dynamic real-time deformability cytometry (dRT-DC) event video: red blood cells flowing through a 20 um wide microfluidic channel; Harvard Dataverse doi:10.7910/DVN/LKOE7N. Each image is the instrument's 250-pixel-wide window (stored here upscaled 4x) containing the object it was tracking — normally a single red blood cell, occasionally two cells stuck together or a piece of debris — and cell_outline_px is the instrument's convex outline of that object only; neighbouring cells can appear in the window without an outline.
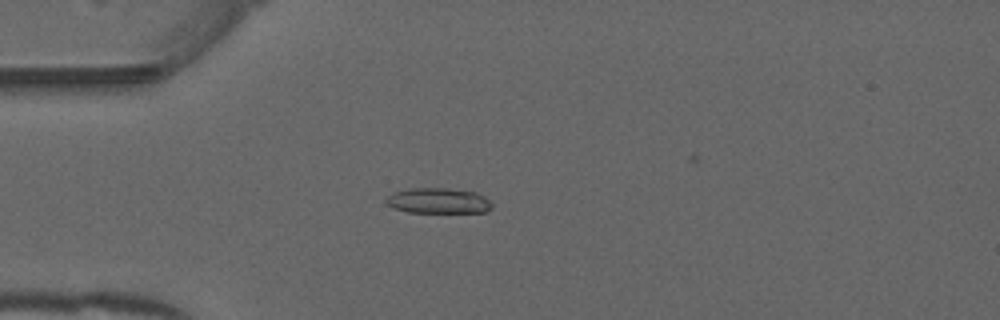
{"species": "common noctule bat (a hibernating species)", "species_latin": "Nyctalus noctula", "temperature_condition": "warm", "stored_images_in_passage": 44, "camera_frame_rate_fps": 3000, "um_per_image_px": 0.085, "animal": {"sex": "male", "forearm_length_mm": 52.5}, "frame": {"image": 1, "passage_image": 6, "time_ms": 1.667, "image_size_px": [1000, 320], "cell_outline_px": [[492, 208], [484, 212], [408, 212], [392, 208], [384, 200], [392, 192], [412, 188], [448, 188], [476, 192], [484, 196], [492, 204]], "centroid_in_image_um": [37.23, 17.06], "position_along_channel_um": 47.8, "area_um2": 15.72}}
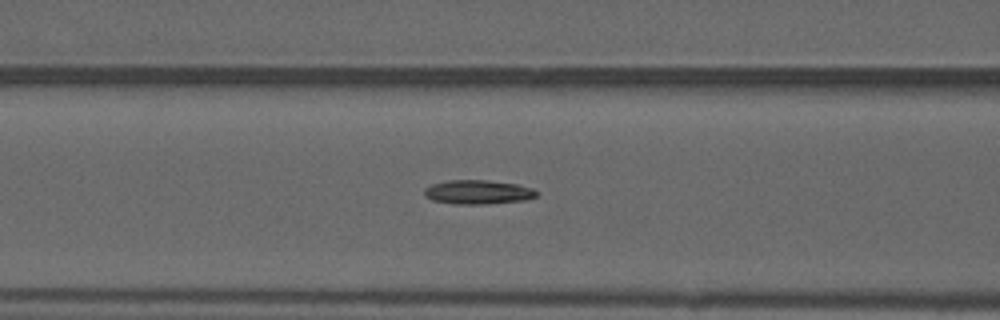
{"frame": {"image": 2, "passage_image": 13, "time_ms": 4.0, "image_size_px": [1000, 320], "cell_outline_px": [[540, 192], [536, 196], [524, 200], [484, 204], [456, 204], [432, 200], [424, 196], [424, 188], [432, 184], [448, 180], [488, 180], [516, 184], [532, 188]], "centroid_in_image_um": [40.61, 16.32], "position_along_channel_um": 126.0, "area_um2": 15.78}}
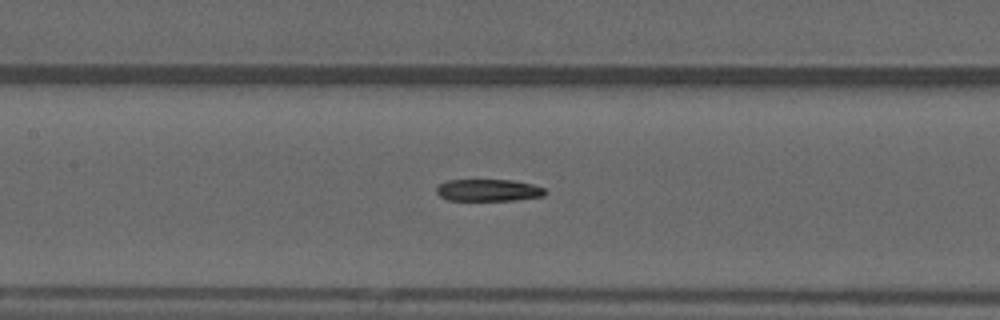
{"frame": {"image": 3, "passage_image": 16, "time_ms": 5.0, "image_size_px": [1000, 320], "cell_outline_px": [[548, 192], [544, 196], [516, 200], [448, 200], [440, 196], [436, 192], [436, 188], [440, 184], [448, 180], [512, 180], [532, 184], [544, 188]], "centroid_in_image_um": [41.54, 16.17], "position_along_channel_um": 165.9, "area_um2": 13.93}}